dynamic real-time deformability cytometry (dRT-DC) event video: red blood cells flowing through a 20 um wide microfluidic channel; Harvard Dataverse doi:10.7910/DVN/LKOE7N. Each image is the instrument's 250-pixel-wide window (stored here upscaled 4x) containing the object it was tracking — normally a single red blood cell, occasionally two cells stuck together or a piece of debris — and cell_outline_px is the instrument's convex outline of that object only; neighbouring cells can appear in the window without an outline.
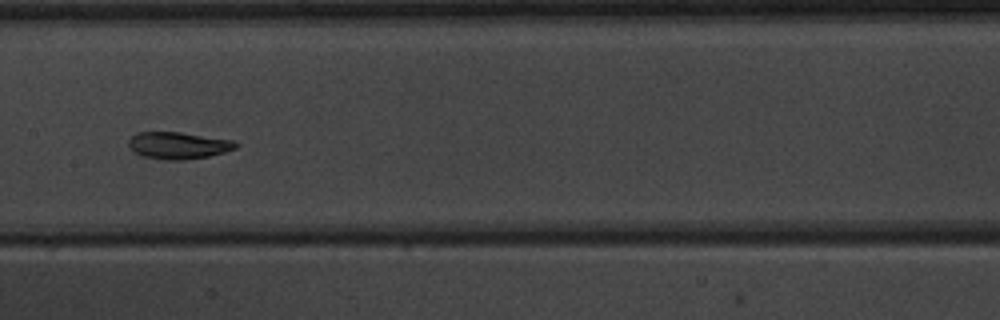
{"species": "common noctule bat (a hibernating species)", "species_latin": "Nyctalus noctula", "temperature_condition": "warm", "stored_images_in_passage": 7, "camera_frame_rate_fps": 3000, "um_per_image_px": 0.085, "animal": {"sex": "male", "body_mass_g": 20.1, "forearm_length_mm": 53.5}, "frame": {"image": 1, "passage_image": 7, "time_ms": 8.333, "image_size_px": [1000, 320], "cell_outline_px": [[240, 144], [236, 148], [224, 152], [208, 156], [184, 160], [164, 160], [144, 156], [136, 152], [128, 144], [128, 140], [136, 132], [180, 132], [236, 140]], "centroid_in_image_um": [15.21, 12.35], "position_along_channel_um": 192.2, "area_um2": 16.88}}